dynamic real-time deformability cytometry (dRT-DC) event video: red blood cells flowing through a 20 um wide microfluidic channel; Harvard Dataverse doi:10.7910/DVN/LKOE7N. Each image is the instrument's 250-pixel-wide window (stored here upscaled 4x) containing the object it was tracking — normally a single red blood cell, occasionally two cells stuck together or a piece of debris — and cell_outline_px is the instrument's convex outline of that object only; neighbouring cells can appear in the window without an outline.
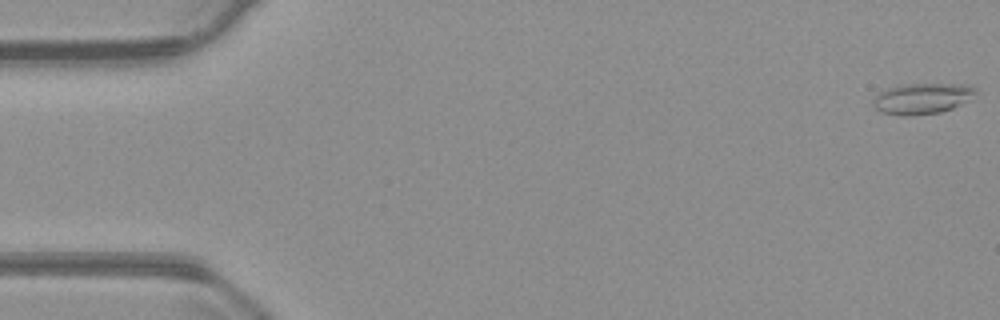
{"species": "common noctule bat (a hibernating species)", "species_latin": "Nyctalus noctula", "temperature_condition": "warm", "stored_images_in_passage": 55, "camera_frame_rate_fps": 3000, "um_per_image_px": 0.085, "animal": {"sex": "male", "body_mass_g": 23.1, "forearm_length_mm": 52.7}, "frame": {"image": 1, "passage_image": 1, "time_ms": 0.0, "image_size_px": [1000, 320], "cell_outline_px": [[976, 92], [960, 104], [952, 108], [940, 112], [912, 116], [900, 116], [880, 112], [872, 104], [872, 100], [880, 92], [888, 88], [908, 84], [972, 84], [976, 88]], "centroid_in_image_um": [78.35, 8.38], "position_along_channel_um": 6.6, "area_um2": 18.32}}
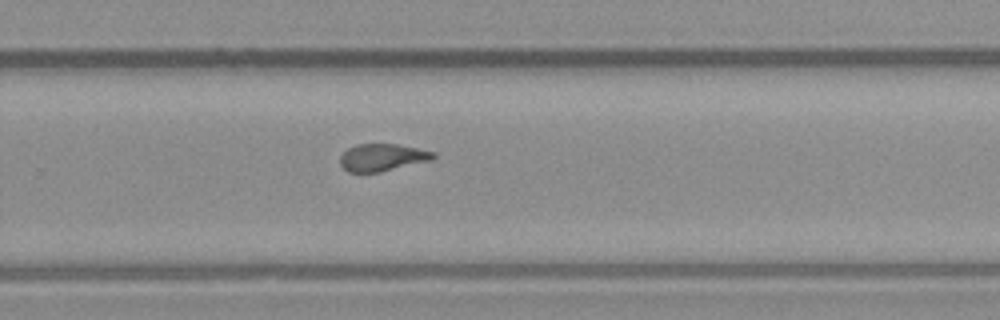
{"frame": {"image": 2, "passage_image": 36, "time_ms": 11.667, "image_size_px": [1000, 320], "cell_outline_px": [[436, 156], [432, 160], [380, 172], [348, 172], [340, 164], [340, 156], [348, 148], [356, 144], [396, 144], [436, 152]], "centroid_in_image_um": [32.5, 13.38], "position_along_channel_um": 297.3, "area_um2": 14.8}}
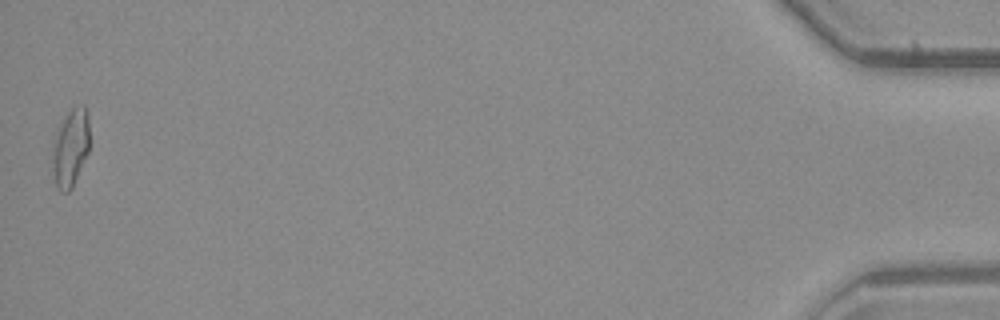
{"frame": {"image": 3, "passage_image": 55, "time_ms": 18.0, "image_size_px": [1000, 320], "cell_outline_px": [[88, 152], [72, 188], [68, 192], [60, 192], [56, 188], [52, 168], [52, 148], [56, 132], [68, 112], [72, 108], [84, 104], [88, 112]], "centroid_in_image_um": [5.97, 12.59], "position_along_channel_um": 429.2, "area_um2": 16.76}, "authors_computed_cell_mechanics": {"area_um2": 15.7794, "velocity_mm_per_s": 3.7437, "shape_relaxation_time_tau1_ms": 7.1165, "shape_relaxation_time_tau2_ms": 1.4607, "deformation_change_tau1": 0.2482, "deformation_change_tau2": 0.1036}}